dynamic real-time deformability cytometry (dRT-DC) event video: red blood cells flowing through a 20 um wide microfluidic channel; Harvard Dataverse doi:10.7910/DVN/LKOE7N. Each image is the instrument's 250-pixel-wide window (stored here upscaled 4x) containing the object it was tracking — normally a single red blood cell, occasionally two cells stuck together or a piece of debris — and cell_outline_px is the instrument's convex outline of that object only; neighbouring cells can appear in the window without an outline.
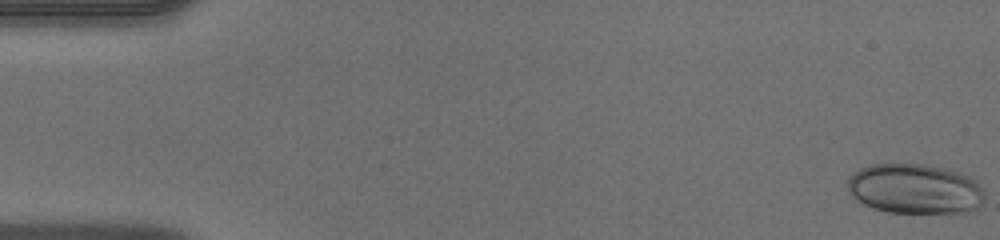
{"species": "human", "species_latin": "Homo sapiens", "temperature_condition": "warm", "stored_images_in_passage": 47, "camera_frame_rate_fps": 3000, "um_per_image_px": 0.085, "donor": {"sex": "male"}, "frame": {"image": 1, "passage_image": 1, "time_ms": 0.0, "image_size_px": [1000, 240], "cell_outline_px": [[984, 200], [976, 208], [968, 212], [888, 212], [872, 208], [856, 200], [848, 192], [848, 176], [852, 172], [860, 168], [872, 164], [924, 164], [944, 168], [968, 176], [984, 188]], "centroid_in_image_um": [77.73, 16.05], "position_along_channel_um": 7.3, "area_um2": 39.94}}
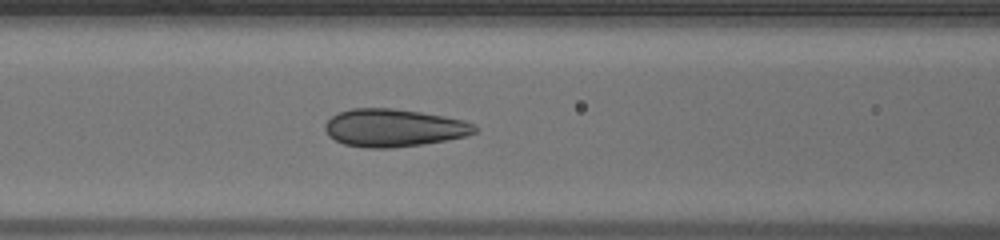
{"frame": {"image": 2, "passage_image": 20, "time_ms": 6.333, "image_size_px": [1000, 240], "cell_outline_px": [[476, 132], [464, 136], [444, 140], [420, 144], [388, 148], [364, 148], [344, 144], [328, 136], [324, 128], [324, 124], [332, 116], [340, 112], [352, 108], [392, 108], [420, 112], [444, 116], [464, 120], [476, 124]], "centroid_in_image_um": [33.44, 10.86], "position_along_channel_um": 133.2, "area_um2": 32.77}}
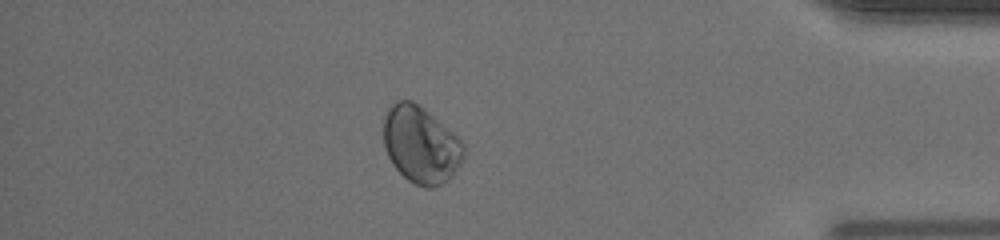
{"frame": {"image": 3, "passage_image": 41, "time_ms": 13.333, "image_size_px": [1000, 240], "cell_outline_px": [[464, 156], [460, 164], [452, 176], [448, 180], [432, 188], [424, 188], [408, 180], [392, 164], [384, 148], [384, 116], [388, 108], [396, 100], [412, 100], [424, 108], [452, 132], [464, 144]], "centroid_in_image_um": [35.75, 12.3], "position_along_channel_um": 399.4, "area_um2": 35.84}}